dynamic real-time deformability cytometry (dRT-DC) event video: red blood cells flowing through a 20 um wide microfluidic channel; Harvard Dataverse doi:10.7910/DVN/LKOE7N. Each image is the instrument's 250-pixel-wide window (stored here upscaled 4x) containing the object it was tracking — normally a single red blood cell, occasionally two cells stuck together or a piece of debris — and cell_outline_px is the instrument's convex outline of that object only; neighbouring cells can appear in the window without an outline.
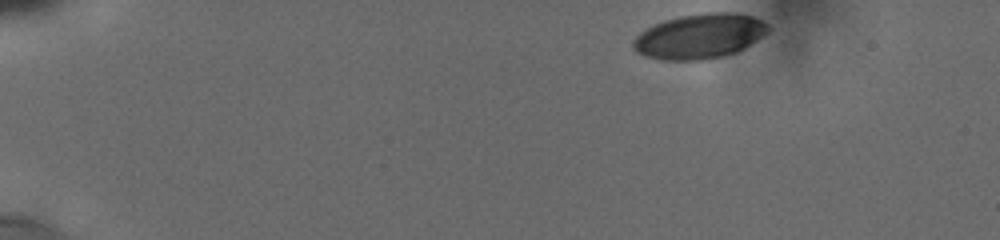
{"species": "human", "species_latin": "Homo sapiens", "temperature_condition": "cold", "stored_images_in_passage": 7, "camera_frame_rate_fps": 3000, "um_per_image_px": 0.085, "donor": {"sex": "male"}, "frame": {"image": 1, "passage_image": 1, "time_ms": 0.0, "image_size_px": [1000, 240], "cell_outline_px": [[768, 28], [760, 36], [736, 52], [724, 56], [700, 60], [660, 60], [644, 56], [636, 52], [632, 48], [632, 40], [640, 32], [664, 20], [680, 16], [708, 12], [740, 12], [752, 16], [760, 20]], "centroid_in_image_um": [59.38, 3.08], "position_along_channel_um": 25.6, "area_um2": 34.91}}
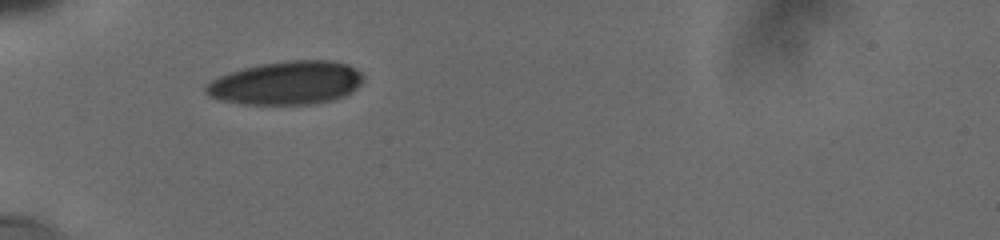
{"frame": {"image": 2, "passage_image": 6, "time_ms": 3.667, "image_size_px": [1000, 240], "cell_outline_px": [[364, 76], [360, 84], [352, 92], [344, 96], [332, 100], [308, 104], [244, 104], [224, 100], [212, 96], [204, 92], [204, 84], [220, 76], [244, 68], [260, 64], [288, 60], [332, 60], [348, 64], [360, 72]], "centroid_in_image_um": [24.37, 7.04], "position_along_channel_um": 60.6, "area_um2": 39.59}}